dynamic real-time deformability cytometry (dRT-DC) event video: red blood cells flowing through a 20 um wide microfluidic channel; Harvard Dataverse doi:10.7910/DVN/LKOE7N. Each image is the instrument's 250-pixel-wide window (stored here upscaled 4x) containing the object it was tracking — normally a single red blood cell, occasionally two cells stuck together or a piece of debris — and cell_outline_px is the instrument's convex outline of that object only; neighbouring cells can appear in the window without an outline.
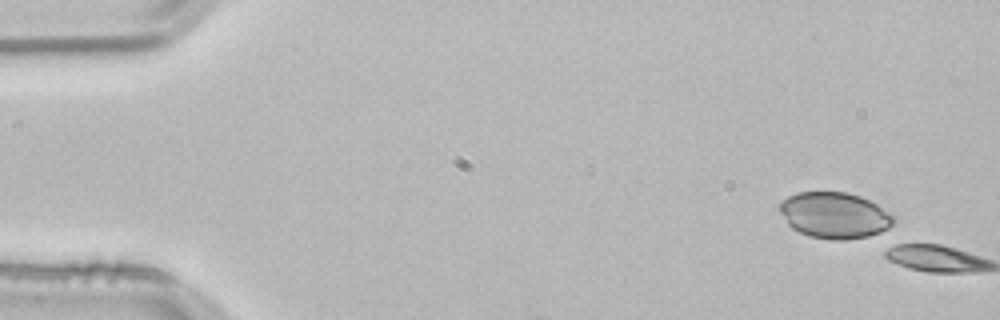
{"species": "common noctule bat (a hibernating species)", "species_latin": "Nyctalus noctula", "temperature_condition": "room temperature", "stored_images_in_passage": 3, "camera_frame_rate_fps": 3000, "um_per_image_px": 0.085, "animal": {"sex": "male", "body_mass_g": 21.5, "forearm_length_mm": 52.0}, "frame": {"image": 1, "passage_image": 1, "time_ms": 0.0, "image_size_px": [1000, 320], "cell_outline_px": [[896, 220], [888, 228], [880, 232], [868, 236], [844, 240], [832, 240], [808, 236], [792, 228], [788, 224], [780, 212], [780, 204], [788, 196], [796, 192], [844, 192], [860, 196], [876, 204], [896, 216]], "centroid_in_image_um": [70.95, 18.3], "position_along_channel_um": 14.1, "area_um2": 30.58}}